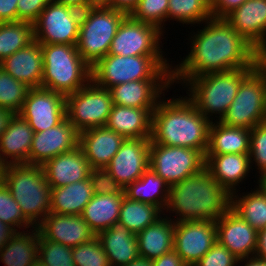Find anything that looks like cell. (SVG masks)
Returning a JSON list of instances; mask_svg holds the SVG:
<instances>
[{
	"mask_svg": "<svg viewBox=\"0 0 266 266\" xmlns=\"http://www.w3.org/2000/svg\"><path fill=\"white\" fill-rule=\"evenodd\" d=\"M125 138L107 127H94L79 132V147L92 169L106 168Z\"/></svg>",
	"mask_w": 266,
	"mask_h": 266,
	"instance_id": "obj_22",
	"label": "cell"
},
{
	"mask_svg": "<svg viewBox=\"0 0 266 266\" xmlns=\"http://www.w3.org/2000/svg\"><path fill=\"white\" fill-rule=\"evenodd\" d=\"M30 87L0 67V107L19 113Z\"/></svg>",
	"mask_w": 266,
	"mask_h": 266,
	"instance_id": "obj_39",
	"label": "cell"
},
{
	"mask_svg": "<svg viewBox=\"0 0 266 266\" xmlns=\"http://www.w3.org/2000/svg\"><path fill=\"white\" fill-rule=\"evenodd\" d=\"M82 11L50 2L33 23L34 39L40 44L77 45Z\"/></svg>",
	"mask_w": 266,
	"mask_h": 266,
	"instance_id": "obj_13",
	"label": "cell"
},
{
	"mask_svg": "<svg viewBox=\"0 0 266 266\" xmlns=\"http://www.w3.org/2000/svg\"><path fill=\"white\" fill-rule=\"evenodd\" d=\"M205 26L191 34L190 52L173 66L172 85L182 87L192 78L208 73L255 68L262 55L225 19L206 20Z\"/></svg>",
	"mask_w": 266,
	"mask_h": 266,
	"instance_id": "obj_1",
	"label": "cell"
},
{
	"mask_svg": "<svg viewBox=\"0 0 266 266\" xmlns=\"http://www.w3.org/2000/svg\"><path fill=\"white\" fill-rule=\"evenodd\" d=\"M2 182L16 200L24 217L34 227L50 213L51 187L42 165H6Z\"/></svg>",
	"mask_w": 266,
	"mask_h": 266,
	"instance_id": "obj_4",
	"label": "cell"
},
{
	"mask_svg": "<svg viewBox=\"0 0 266 266\" xmlns=\"http://www.w3.org/2000/svg\"><path fill=\"white\" fill-rule=\"evenodd\" d=\"M254 256L266 260V228L258 232L257 248Z\"/></svg>",
	"mask_w": 266,
	"mask_h": 266,
	"instance_id": "obj_52",
	"label": "cell"
},
{
	"mask_svg": "<svg viewBox=\"0 0 266 266\" xmlns=\"http://www.w3.org/2000/svg\"><path fill=\"white\" fill-rule=\"evenodd\" d=\"M169 191L170 186L150 167L139 179L124 189L127 198L153 204L163 213L168 202Z\"/></svg>",
	"mask_w": 266,
	"mask_h": 266,
	"instance_id": "obj_34",
	"label": "cell"
},
{
	"mask_svg": "<svg viewBox=\"0 0 266 266\" xmlns=\"http://www.w3.org/2000/svg\"><path fill=\"white\" fill-rule=\"evenodd\" d=\"M163 215L136 235L140 257L152 261L174 249V222Z\"/></svg>",
	"mask_w": 266,
	"mask_h": 266,
	"instance_id": "obj_29",
	"label": "cell"
},
{
	"mask_svg": "<svg viewBox=\"0 0 266 266\" xmlns=\"http://www.w3.org/2000/svg\"><path fill=\"white\" fill-rule=\"evenodd\" d=\"M163 215L155 205L131 200L124 196L119 212V223L137 235Z\"/></svg>",
	"mask_w": 266,
	"mask_h": 266,
	"instance_id": "obj_36",
	"label": "cell"
},
{
	"mask_svg": "<svg viewBox=\"0 0 266 266\" xmlns=\"http://www.w3.org/2000/svg\"><path fill=\"white\" fill-rule=\"evenodd\" d=\"M41 48L42 88L67 96L92 80L91 67L83 60L76 45L41 44Z\"/></svg>",
	"mask_w": 266,
	"mask_h": 266,
	"instance_id": "obj_5",
	"label": "cell"
},
{
	"mask_svg": "<svg viewBox=\"0 0 266 266\" xmlns=\"http://www.w3.org/2000/svg\"><path fill=\"white\" fill-rule=\"evenodd\" d=\"M224 19L262 56L266 55V0H246Z\"/></svg>",
	"mask_w": 266,
	"mask_h": 266,
	"instance_id": "obj_18",
	"label": "cell"
},
{
	"mask_svg": "<svg viewBox=\"0 0 266 266\" xmlns=\"http://www.w3.org/2000/svg\"><path fill=\"white\" fill-rule=\"evenodd\" d=\"M139 0H111L110 8L121 10L127 15L136 7Z\"/></svg>",
	"mask_w": 266,
	"mask_h": 266,
	"instance_id": "obj_51",
	"label": "cell"
},
{
	"mask_svg": "<svg viewBox=\"0 0 266 266\" xmlns=\"http://www.w3.org/2000/svg\"><path fill=\"white\" fill-rule=\"evenodd\" d=\"M211 122L187 96L166 100L164 94L152 113L151 144L192 148L205 155Z\"/></svg>",
	"mask_w": 266,
	"mask_h": 266,
	"instance_id": "obj_2",
	"label": "cell"
},
{
	"mask_svg": "<svg viewBox=\"0 0 266 266\" xmlns=\"http://www.w3.org/2000/svg\"><path fill=\"white\" fill-rule=\"evenodd\" d=\"M53 0H18L17 21L34 23L45 6Z\"/></svg>",
	"mask_w": 266,
	"mask_h": 266,
	"instance_id": "obj_47",
	"label": "cell"
},
{
	"mask_svg": "<svg viewBox=\"0 0 266 266\" xmlns=\"http://www.w3.org/2000/svg\"><path fill=\"white\" fill-rule=\"evenodd\" d=\"M38 242V260L46 266H75L71 247L46 240L40 233Z\"/></svg>",
	"mask_w": 266,
	"mask_h": 266,
	"instance_id": "obj_42",
	"label": "cell"
},
{
	"mask_svg": "<svg viewBox=\"0 0 266 266\" xmlns=\"http://www.w3.org/2000/svg\"><path fill=\"white\" fill-rule=\"evenodd\" d=\"M15 233L16 231L11 226L0 221V250Z\"/></svg>",
	"mask_w": 266,
	"mask_h": 266,
	"instance_id": "obj_53",
	"label": "cell"
},
{
	"mask_svg": "<svg viewBox=\"0 0 266 266\" xmlns=\"http://www.w3.org/2000/svg\"><path fill=\"white\" fill-rule=\"evenodd\" d=\"M97 237L111 266H125L140 257L136 235L119 222L100 232Z\"/></svg>",
	"mask_w": 266,
	"mask_h": 266,
	"instance_id": "obj_28",
	"label": "cell"
},
{
	"mask_svg": "<svg viewBox=\"0 0 266 266\" xmlns=\"http://www.w3.org/2000/svg\"><path fill=\"white\" fill-rule=\"evenodd\" d=\"M126 15L110 7H89L82 11L76 47L90 67L108 55L112 39Z\"/></svg>",
	"mask_w": 266,
	"mask_h": 266,
	"instance_id": "obj_8",
	"label": "cell"
},
{
	"mask_svg": "<svg viewBox=\"0 0 266 266\" xmlns=\"http://www.w3.org/2000/svg\"><path fill=\"white\" fill-rule=\"evenodd\" d=\"M205 155L192 148L150 145L149 167L170 187L205 168Z\"/></svg>",
	"mask_w": 266,
	"mask_h": 266,
	"instance_id": "obj_11",
	"label": "cell"
},
{
	"mask_svg": "<svg viewBox=\"0 0 266 266\" xmlns=\"http://www.w3.org/2000/svg\"><path fill=\"white\" fill-rule=\"evenodd\" d=\"M266 120V66L260 62L240 83L237 94L220 122L252 129Z\"/></svg>",
	"mask_w": 266,
	"mask_h": 266,
	"instance_id": "obj_9",
	"label": "cell"
},
{
	"mask_svg": "<svg viewBox=\"0 0 266 266\" xmlns=\"http://www.w3.org/2000/svg\"><path fill=\"white\" fill-rule=\"evenodd\" d=\"M261 62L266 66V55L261 57Z\"/></svg>",
	"mask_w": 266,
	"mask_h": 266,
	"instance_id": "obj_62",
	"label": "cell"
},
{
	"mask_svg": "<svg viewBox=\"0 0 266 266\" xmlns=\"http://www.w3.org/2000/svg\"><path fill=\"white\" fill-rule=\"evenodd\" d=\"M20 114L34 132L60 124L66 116V96L46 88H30Z\"/></svg>",
	"mask_w": 266,
	"mask_h": 266,
	"instance_id": "obj_14",
	"label": "cell"
},
{
	"mask_svg": "<svg viewBox=\"0 0 266 266\" xmlns=\"http://www.w3.org/2000/svg\"><path fill=\"white\" fill-rule=\"evenodd\" d=\"M257 187L242 195L240 190L232 193L231 209L259 232L266 228V193Z\"/></svg>",
	"mask_w": 266,
	"mask_h": 266,
	"instance_id": "obj_35",
	"label": "cell"
},
{
	"mask_svg": "<svg viewBox=\"0 0 266 266\" xmlns=\"http://www.w3.org/2000/svg\"><path fill=\"white\" fill-rule=\"evenodd\" d=\"M212 18L210 0H168L167 20L169 21H178L191 26L197 23V26L198 24L203 26L202 23Z\"/></svg>",
	"mask_w": 266,
	"mask_h": 266,
	"instance_id": "obj_38",
	"label": "cell"
},
{
	"mask_svg": "<svg viewBox=\"0 0 266 266\" xmlns=\"http://www.w3.org/2000/svg\"><path fill=\"white\" fill-rule=\"evenodd\" d=\"M33 40L32 23L27 21L0 23V62Z\"/></svg>",
	"mask_w": 266,
	"mask_h": 266,
	"instance_id": "obj_37",
	"label": "cell"
},
{
	"mask_svg": "<svg viewBox=\"0 0 266 266\" xmlns=\"http://www.w3.org/2000/svg\"><path fill=\"white\" fill-rule=\"evenodd\" d=\"M216 237L239 260L255 254L258 232L231 208L216 222Z\"/></svg>",
	"mask_w": 266,
	"mask_h": 266,
	"instance_id": "obj_19",
	"label": "cell"
},
{
	"mask_svg": "<svg viewBox=\"0 0 266 266\" xmlns=\"http://www.w3.org/2000/svg\"><path fill=\"white\" fill-rule=\"evenodd\" d=\"M150 139H125L106 167L124 189L149 168Z\"/></svg>",
	"mask_w": 266,
	"mask_h": 266,
	"instance_id": "obj_16",
	"label": "cell"
},
{
	"mask_svg": "<svg viewBox=\"0 0 266 266\" xmlns=\"http://www.w3.org/2000/svg\"><path fill=\"white\" fill-rule=\"evenodd\" d=\"M113 105L109 89L91 80L83 88L66 96V116L82 132L105 126Z\"/></svg>",
	"mask_w": 266,
	"mask_h": 266,
	"instance_id": "obj_10",
	"label": "cell"
},
{
	"mask_svg": "<svg viewBox=\"0 0 266 266\" xmlns=\"http://www.w3.org/2000/svg\"><path fill=\"white\" fill-rule=\"evenodd\" d=\"M31 266H46L44 263H42L40 260H37L34 264Z\"/></svg>",
	"mask_w": 266,
	"mask_h": 266,
	"instance_id": "obj_61",
	"label": "cell"
},
{
	"mask_svg": "<svg viewBox=\"0 0 266 266\" xmlns=\"http://www.w3.org/2000/svg\"><path fill=\"white\" fill-rule=\"evenodd\" d=\"M34 131L28 122L15 113L7 129L0 136V160L9 164H29Z\"/></svg>",
	"mask_w": 266,
	"mask_h": 266,
	"instance_id": "obj_25",
	"label": "cell"
},
{
	"mask_svg": "<svg viewBox=\"0 0 266 266\" xmlns=\"http://www.w3.org/2000/svg\"><path fill=\"white\" fill-rule=\"evenodd\" d=\"M111 0H89V7H110Z\"/></svg>",
	"mask_w": 266,
	"mask_h": 266,
	"instance_id": "obj_58",
	"label": "cell"
},
{
	"mask_svg": "<svg viewBox=\"0 0 266 266\" xmlns=\"http://www.w3.org/2000/svg\"><path fill=\"white\" fill-rule=\"evenodd\" d=\"M154 110L113 105L105 127L125 139H150Z\"/></svg>",
	"mask_w": 266,
	"mask_h": 266,
	"instance_id": "obj_27",
	"label": "cell"
},
{
	"mask_svg": "<svg viewBox=\"0 0 266 266\" xmlns=\"http://www.w3.org/2000/svg\"><path fill=\"white\" fill-rule=\"evenodd\" d=\"M249 157L251 167H254L259 171V177L266 175V120L258 123L251 129L250 132V145H249ZM254 161V162H253ZM253 163V164H252ZM253 165V166H252Z\"/></svg>",
	"mask_w": 266,
	"mask_h": 266,
	"instance_id": "obj_44",
	"label": "cell"
},
{
	"mask_svg": "<svg viewBox=\"0 0 266 266\" xmlns=\"http://www.w3.org/2000/svg\"><path fill=\"white\" fill-rule=\"evenodd\" d=\"M37 229L46 240L71 248L96 236L81 215L48 213Z\"/></svg>",
	"mask_w": 266,
	"mask_h": 266,
	"instance_id": "obj_20",
	"label": "cell"
},
{
	"mask_svg": "<svg viewBox=\"0 0 266 266\" xmlns=\"http://www.w3.org/2000/svg\"><path fill=\"white\" fill-rule=\"evenodd\" d=\"M72 256L75 266H111L97 236L86 243L73 247Z\"/></svg>",
	"mask_w": 266,
	"mask_h": 266,
	"instance_id": "obj_43",
	"label": "cell"
},
{
	"mask_svg": "<svg viewBox=\"0 0 266 266\" xmlns=\"http://www.w3.org/2000/svg\"><path fill=\"white\" fill-rule=\"evenodd\" d=\"M0 221L11 226L16 232L18 230L20 232V229L24 231V228L25 230L34 228L24 217L19 205L3 182L0 184Z\"/></svg>",
	"mask_w": 266,
	"mask_h": 266,
	"instance_id": "obj_41",
	"label": "cell"
},
{
	"mask_svg": "<svg viewBox=\"0 0 266 266\" xmlns=\"http://www.w3.org/2000/svg\"><path fill=\"white\" fill-rule=\"evenodd\" d=\"M5 165L0 160V184L3 181V171H4Z\"/></svg>",
	"mask_w": 266,
	"mask_h": 266,
	"instance_id": "obj_60",
	"label": "cell"
},
{
	"mask_svg": "<svg viewBox=\"0 0 266 266\" xmlns=\"http://www.w3.org/2000/svg\"><path fill=\"white\" fill-rule=\"evenodd\" d=\"M239 263L242 264L240 266H266V260L260 259L256 256L242 258L239 260Z\"/></svg>",
	"mask_w": 266,
	"mask_h": 266,
	"instance_id": "obj_56",
	"label": "cell"
},
{
	"mask_svg": "<svg viewBox=\"0 0 266 266\" xmlns=\"http://www.w3.org/2000/svg\"><path fill=\"white\" fill-rule=\"evenodd\" d=\"M257 184L263 189L266 193V175L258 178Z\"/></svg>",
	"mask_w": 266,
	"mask_h": 266,
	"instance_id": "obj_59",
	"label": "cell"
},
{
	"mask_svg": "<svg viewBox=\"0 0 266 266\" xmlns=\"http://www.w3.org/2000/svg\"><path fill=\"white\" fill-rule=\"evenodd\" d=\"M216 222L193 220L174 223V250L188 265H195L216 243Z\"/></svg>",
	"mask_w": 266,
	"mask_h": 266,
	"instance_id": "obj_15",
	"label": "cell"
},
{
	"mask_svg": "<svg viewBox=\"0 0 266 266\" xmlns=\"http://www.w3.org/2000/svg\"><path fill=\"white\" fill-rule=\"evenodd\" d=\"M18 0H0V23L17 22Z\"/></svg>",
	"mask_w": 266,
	"mask_h": 266,
	"instance_id": "obj_49",
	"label": "cell"
},
{
	"mask_svg": "<svg viewBox=\"0 0 266 266\" xmlns=\"http://www.w3.org/2000/svg\"><path fill=\"white\" fill-rule=\"evenodd\" d=\"M172 63L164 56L108 54L91 67L92 80L110 89L136 80H171Z\"/></svg>",
	"mask_w": 266,
	"mask_h": 266,
	"instance_id": "obj_6",
	"label": "cell"
},
{
	"mask_svg": "<svg viewBox=\"0 0 266 266\" xmlns=\"http://www.w3.org/2000/svg\"><path fill=\"white\" fill-rule=\"evenodd\" d=\"M53 1L65 4L79 11H84L87 8H89V0H53Z\"/></svg>",
	"mask_w": 266,
	"mask_h": 266,
	"instance_id": "obj_55",
	"label": "cell"
},
{
	"mask_svg": "<svg viewBox=\"0 0 266 266\" xmlns=\"http://www.w3.org/2000/svg\"><path fill=\"white\" fill-rule=\"evenodd\" d=\"M253 69L204 74L190 79L183 88L189 91H186L187 97L201 114L211 121L215 120L211 117L215 115L216 121H220L232 104L241 81Z\"/></svg>",
	"mask_w": 266,
	"mask_h": 266,
	"instance_id": "obj_7",
	"label": "cell"
},
{
	"mask_svg": "<svg viewBox=\"0 0 266 266\" xmlns=\"http://www.w3.org/2000/svg\"><path fill=\"white\" fill-rule=\"evenodd\" d=\"M14 114L13 111L0 107V136L7 129Z\"/></svg>",
	"mask_w": 266,
	"mask_h": 266,
	"instance_id": "obj_54",
	"label": "cell"
},
{
	"mask_svg": "<svg viewBox=\"0 0 266 266\" xmlns=\"http://www.w3.org/2000/svg\"><path fill=\"white\" fill-rule=\"evenodd\" d=\"M93 193L97 195L125 194L121 187L106 168L92 169L89 176Z\"/></svg>",
	"mask_w": 266,
	"mask_h": 266,
	"instance_id": "obj_45",
	"label": "cell"
},
{
	"mask_svg": "<svg viewBox=\"0 0 266 266\" xmlns=\"http://www.w3.org/2000/svg\"><path fill=\"white\" fill-rule=\"evenodd\" d=\"M125 194H94L81 214L97 236L119 221L121 203Z\"/></svg>",
	"mask_w": 266,
	"mask_h": 266,
	"instance_id": "obj_32",
	"label": "cell"
},
{
	"mask_svg": "<svg viewBox=\"0 0 266 266\" xmlns=\"http://www.w3.org/2000/svg\"><path fill=\"white\" fill-rule=\"evenodd\" d=\"M231 208V194L204 168L170 187L166 212L174 223L193 220L217 222ZM172 211V212H171Z\"/></svg>",
	"mask_w": 266,
	"mask_h": 266,
	"instance_id": "obj_3",
	"label": "cell"
},
{
	"mask_svg": "<svg viewBox=\"0 0 266 266\" xmlns=\"http://www.w3.org/2000/svg\"><path fill=\"white\" fill-rule=\"evenodd\" d=\"M42 169L51 188L63 187L88 179L92 171L79 146L46 161Z\"/></svg>",
	"mask_w": 266,
	"mask_h": 266,
	"instance_id": "obj_23",
	"label": "cell"
},
{
	"mask_svg": "<svg viewBox=\"0 0 266 266\" xmlns=\"http://www.w3.org/2000/svg\"><path fill=\"white\" fill-rule=\"evenodd\" d=\"M167 13L168 0H139L129 15L135 20L155 25L165 33L163 29H165Z\"/></svg>",
	"mask_w": 266,
	"mask_h": 266,
	"instance_id": "obj_40",
	"label": "cell"
},
{
	"mask_svg": "<svg viewBox=\"0 0 266 266\" xmlns=\"http://www.w3.org/2000/svg\"><path fill=\"white\" fill-rule=\"evenodd\" d=\"M79 146V131L66 117L60 124L35 132L29 152V165H43L46 161L74 150Z\"/></svg>",
	"mask_w": 266,
	"mask_h": 266,
	"instance_id": "obj_17",
	"label": "cell"
},
{
	"mask_svg": "<svg viewBox=\"0 0 266 266\" xmlns=\"http://www.w3.org/2000/svg\"><path fill=\"white\" fill-rule=\"evenodd\" d=\"M238 264L239 259L216 241L212 248L193 266H237Z\"/></svg>",
	"mask_w": 266,
	"mask_h": 266,
	"instance_id": "obj_46",
	"label": "cell"
},
{
	"mask_svg": "<svg viewBox=\"0 0 266 266\" xmlns=\"http://www.w3.org/2000/svg\"><path fill=\"white\" fill-rule=\"evenodd\" d=\"M250 132L248 128L232 127L220 121H212L205 155L249 154Z\"/></svg>",
	"mask_w": 266,
	"mask_h": 266,
	"instance_id": "obj_30",
	"label": "cell"
},
{
	"mask_svg": "<svg viewBox=\"0 0 266 266\" xmlns=\"http://www.w3.org/2000/svg\"><path fill=\"white\" fill-rule=\"evenodd\" d=\"M163 34L164 32L155 25L135 20L128 14L119 24L108 54L165 56L161 49L163 44H160Z\"/></svg>",
	"mask_w": 266,
	"mask_h": 266,
	"instance_id": "obj_12",
	"label": "cell"
},
{
	"mask_svg": "<svg viewBox=\"0 0 266 266\" xmlns=\"http://www.w3.org/2000/svg\"><path fill=\"white\" fill-rule=\"evenodd\" d=\"M93 195L90 178L51 188L50 213L81 215Z\"/></svg>",
	"mask_w": 266,
	"mask_h": 266,
	"instance_id": "obj_31",
	"label": "cell"
},
{
	"mask_svg": "<svg viewBox=\"0 0 266 266\" xmlns=\"http://www.w3.org/2000/svg\"><path fill=\"white\" fill-rule=\"evenodd\" d=\"M171 87V80H136L111 87L109 91L114 105L155 109Z\"/></svg>",
	"mask_w": 266,
	"mask_h": 266,
	"instance_id": "obj_21",
	"label": "cell"
},
{
	"mask_svg": "<svg viewBox=\"0 0 266 266\" xmlns=\"http://www.w3.org/2000/svg\"><path fill=\"white\" fill-rule=\"evenodd\" d=\"M38 234L37 227L16 232L0 250V261L5 266L34 264L38 260Z\"/></svg>",
	"mask_w": 266,
	"mask_h": 266,
	"instance_id": "obj_33",
	"label": "cell"
},
{
	"mask_svg": "<svg viewBox=\"0 0 266 266\" xmlns=\"http://www.w3.org/2000/svg\"><path fill=\"white\" fill-rule=\"evenodd\" d=\"M205 161V168L214 180L230 194L239 191L237 186L244 182L252 169L248 154L205 155Z\"/></svg>",
	"mask_w": 266,
	"mask_h": 266,
	"instance_id": "obj_26",
	"label": "cell"
},
{
	"mask_svg": "<svg viewBox=\"0 0 266 266\" xmlns=\"http://www.w3.org/2000/svg\"><path fill=\"white\" fill-rule=\"evenodd\" d=\"M151 263L152 266H188L174 249L152 260Z\"/></svg>",
	"mask_w": 266,
	"mask_h": 266,
	"instance_id": "obj_50",
	"label": "cell"
},
{
	"mask_svg": "<svg viewBox=\"0 0 266 266\" xmlns=\"http://www.w3.org/2000/svg\"><path fill=\"white\" fill-rule=\"evenodd\" d=\"M246 0H210L213 18L224 19L232 11L240 7Z\"/></svg>",
	"mask_w": 266,
	"mask_h": 266,
	"instance_id": "obj_48",
	"label": "cell"
},
{
	"mask_svg": "<svg viewBox=\"0 0 266 266\" xmlns=\"http://www.w3.org/2000/svg\"><path fill=\"white\" fill-rule=\"evenodd\" d=\"M9 75L30 88L41 87L43 76V51L41 44L33 40L0 62Z\"/></svg>",
	"mask_w": 266,
	"mask_h": 266,
	"instance_id": "obj_24",
	"label": "cell"
},
{
	"mask_svg": "<svg viewBox=\"0 0 266 266\" xmlns=\"http://www.w3.org/2000/svg\"><path fill=\"white\" fill-rule=\"evenodd\" d=\"M125 266H152L151 260L139 257Z\"/></svg>",
	"mask_w": 266,
	"mask_h": 266,
	"instance_id": "obj_57",
	"label": "cell"
}]
</instances>
